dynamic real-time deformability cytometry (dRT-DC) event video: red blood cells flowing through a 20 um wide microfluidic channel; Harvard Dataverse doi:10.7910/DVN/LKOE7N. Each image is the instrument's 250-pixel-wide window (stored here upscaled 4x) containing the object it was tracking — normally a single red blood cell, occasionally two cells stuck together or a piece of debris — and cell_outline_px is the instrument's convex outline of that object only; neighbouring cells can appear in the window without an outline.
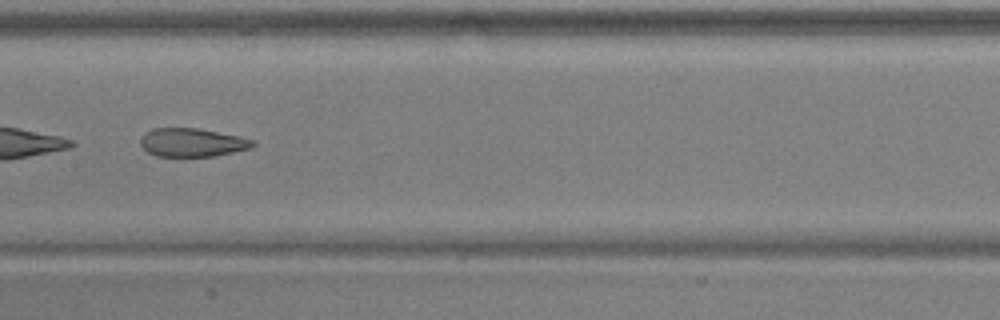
{"species": "common noctule bat (a hibernating species)", "species_latin": "Nyctalus noctula", "temperature_condition": "warm", "stored_images_in_passage": 12, "camera_frame_rate_fps": 3000, "um_per_image_px": 0.085, "animal": {"sex": "male", "body_mass_g": 17.9, "forearm_length_mm": 54.2}, "frame": {"image": 1, "passage_image": 6, "time_ms": 1.667, "image_size_px": [1000, 320], "cell_outline_px": [[256, 144], [252, 148], [216, 156], [156, 156], [148, 152], [140, 144], [140, 140], [144, 132], [152, 128], [196, 128], [256, 140]], "centroid_in_image_um": [16.33, 12.11], "position_along_channel_um": 191.1, "area_um2": 18.61}}